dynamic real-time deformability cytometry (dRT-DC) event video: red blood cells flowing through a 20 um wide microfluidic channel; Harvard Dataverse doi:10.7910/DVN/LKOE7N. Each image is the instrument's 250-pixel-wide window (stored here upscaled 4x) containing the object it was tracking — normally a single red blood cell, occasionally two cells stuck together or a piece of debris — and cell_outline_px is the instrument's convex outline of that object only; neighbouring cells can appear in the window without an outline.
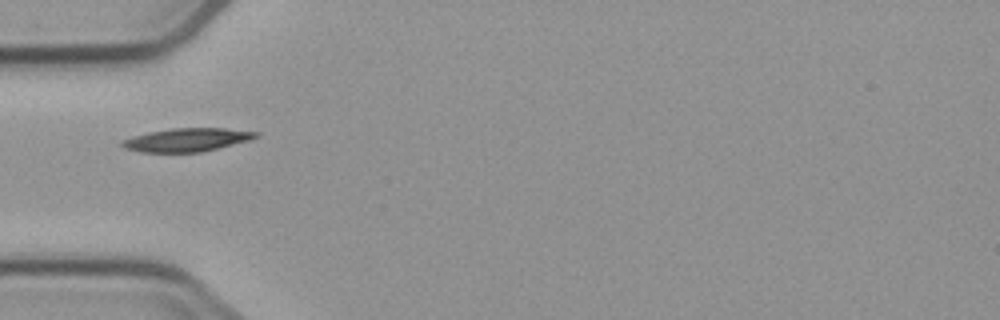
{"species": "common noctule bat (a hibernating species)", "species_latin": "Nyctalus noctula", "temperature_condition": "cold", "stored_images_in_passage": 1, "camera_frame_rate_fps": 3000, "um_per_image_px": 0.085, "animal": {"sex": "male", "body_mass_g": 23.1, "forearm_length_mm": 52.7}, "frame": {"image": 1, "passage_image": 1, "time_ms": 0.0, "image_size_px": [1000, 320], "cell_outline_px": [[260, 136], [248, 140], [200, 152], [140, 152], [124, 148], [120, 144], [120, 140], [132, 136], [148, 132], [172, 128], [224, 128], [260, 132]], "centroid_in_image_um": [15.84, 11.88], "position_along_channel_um": 69.2, "area_um2": 18.15}}